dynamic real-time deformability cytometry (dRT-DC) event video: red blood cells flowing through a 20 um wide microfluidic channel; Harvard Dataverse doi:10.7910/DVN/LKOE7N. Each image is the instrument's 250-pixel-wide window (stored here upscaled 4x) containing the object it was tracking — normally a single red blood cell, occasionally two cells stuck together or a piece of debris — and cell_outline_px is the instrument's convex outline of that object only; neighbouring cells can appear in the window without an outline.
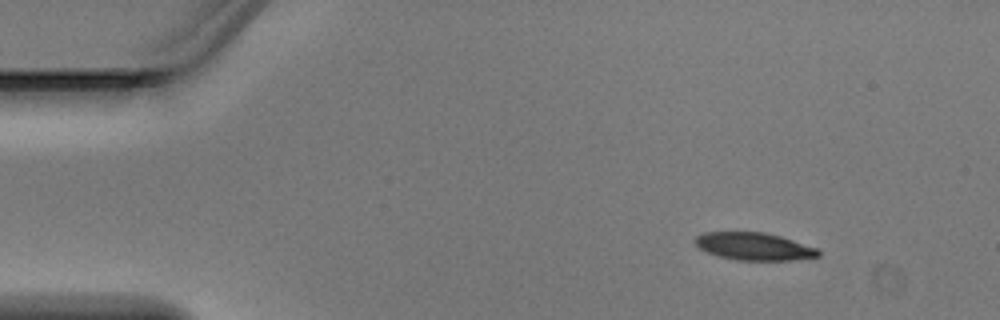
{"species": "Egyptian fruit bat (a non-hibernating species)", "species_latin": "Rousettus aegyptiacus", "temperature_condition": "warm", "stored_images_in_passage": 3, "camera_frame_rate_fps": 3000, "um_per_image_px": 0.085, "animal": {"sex": "male"}, "frame": {"image": 1, "passage_image": 1, "time_ms": 0.0, "image_size_px": [1000, 320], "cell_outline_px": [[820, 256], [792, 260], [736, 260], [720, 256], [708, 252], [700, 248], [696, 244], [696, 236], [704, 232], [764, 232], [780, 236], [820, 248]], "centroid_in_image_um": [64.15, 20.94], "position_along_channel_um": 20.8, "area_um2": 19.71}}
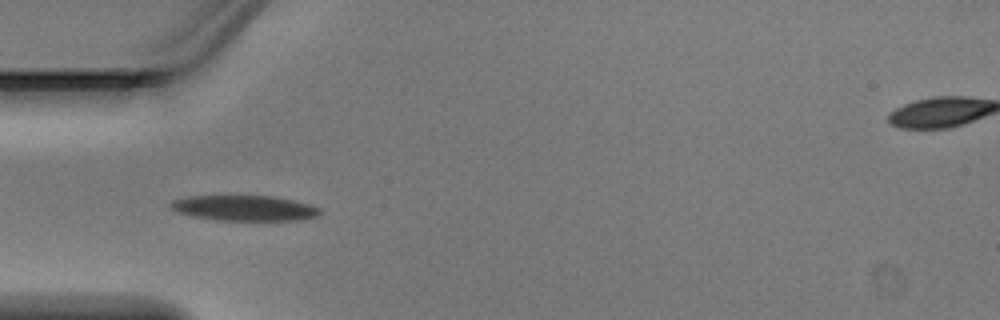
{"frame": {"image": 2, "passage_image": 3, "time_ms": 0.667, "image_size_px": [1000, 320], "cell_outline_px": [[320, 216], [300, 220], [216, 220], [192, 216], [176, 212], [168, 204], [172, 200], [188, 196], [276, 196], [308, 204], [320, 208]], "centroid_in_image_um": [20.76, 17.69], "position_along_channel_um": 64.2, "area_um2": 22.14}}